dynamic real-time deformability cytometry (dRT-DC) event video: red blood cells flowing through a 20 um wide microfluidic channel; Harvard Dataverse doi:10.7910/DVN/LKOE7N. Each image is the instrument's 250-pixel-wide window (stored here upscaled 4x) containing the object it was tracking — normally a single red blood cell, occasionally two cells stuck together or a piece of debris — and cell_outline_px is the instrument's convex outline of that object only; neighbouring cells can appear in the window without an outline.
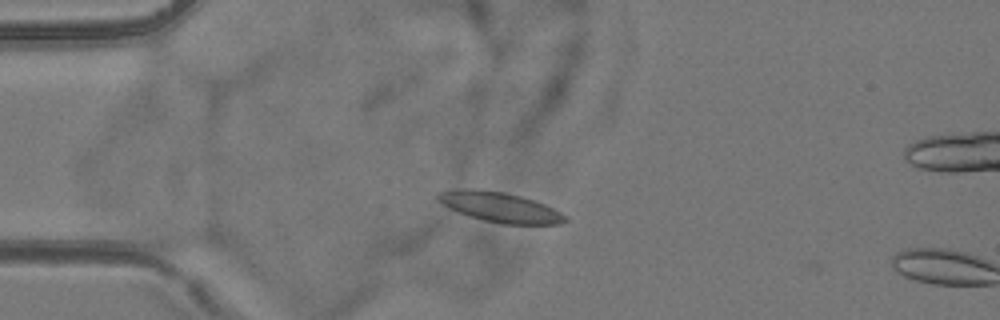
{"species": "common noctule bat (a hibernating species)", "species_latin": "Nyctalus noctula", "temperature_condition": "room temperature", "stored_images_in_passage": 2, "camera_frame_rate_fps": 3000, "um_per_image_px": 0.085, "animal": {"sex": "female", "body_mass_g": 24.6, "forearm_length_mm": 56.2}, "frame": {"image": 1, "passage_image": 1, "time_ms": 0.0, "image_size_px": [1000, 320], "cell_outline_px": [[568, 220], [560, 224], [504, 224], [484, 220], [460, 212], [436, 200], [436, 192], [456, 188], [476, 188], [504, 192], [520, 196], [544, 204], [568, 216]], "centroid_in_image_um": [42.48, 17.58], "position_along_channel_um": 42.5, "area_um2": 22.14}}